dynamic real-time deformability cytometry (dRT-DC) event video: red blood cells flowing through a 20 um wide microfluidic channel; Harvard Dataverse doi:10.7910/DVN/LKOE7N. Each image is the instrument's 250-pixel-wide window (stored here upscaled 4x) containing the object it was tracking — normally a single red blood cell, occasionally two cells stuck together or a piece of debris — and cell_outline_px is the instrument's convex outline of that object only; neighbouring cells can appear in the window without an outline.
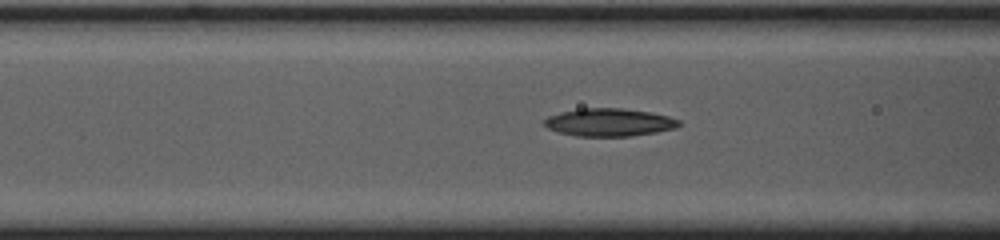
{"species": "common noctule bat (a hibernating species)", "species_latin": "Nyctalus noctula", "temperature_condition": "cold", "stored_images_in_passage": 8, "camera_frame_rate_fps": 3000, "um_per_image_px": 0.085, "animal": {"sex": "female", "body_mass_g": 23.0, "forearm_length_mm": 53.4}, "frame": {"image": 1, "passage_image": 6, "time_ms": 1.667, "image_size_px": [1000, 240], "cell_outline_px": [[680, 124], [676, 128], [656, 132], [632, 136], [576, 136], [560, 132], [548, 128], [544, 124], [544, 120], [548, 116], [560, 112], [580, 108], [624, 108], [652, 112], [668, 116], [680, 120]], "centroid_in_image_um": [51.8, 10.39], "position_along_channel_um": 114.8, "area_um2": 21.91}}